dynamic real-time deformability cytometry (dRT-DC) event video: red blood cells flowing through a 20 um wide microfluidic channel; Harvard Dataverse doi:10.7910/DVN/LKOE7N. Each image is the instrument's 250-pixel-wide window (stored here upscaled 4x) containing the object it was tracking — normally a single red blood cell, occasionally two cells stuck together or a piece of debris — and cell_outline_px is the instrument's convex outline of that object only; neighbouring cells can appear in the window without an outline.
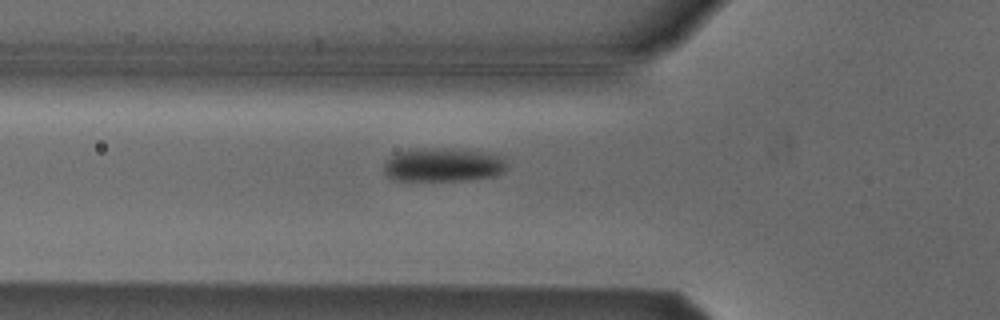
{"species": "Egyptian fruit bat (a non-hibernating species)", "species_latin": "Rousettus aegyptiacus", "temperature_condition": "cold", "stored_images_in_passage": 28, "camera_frame_rate_fps": 3000, "um_per_image_px": 0.085, "animal": {"sex": "male"}, "frame": {"image": 1, "passage_image": 3, "time_ms": 0.667, "image_size_px": [1000, 320], "cell_outline_px": [[508, 168], [504, 172], [496, 176], [468, 180], [392, 180], [384, 172], [384, 164], [392, 156], [400, 152], [424, 148], [456, 148], [492, 152], [504, 156], [508, 164]], "centroid_in_image_um": [37.79, 14.0], "position_along_channel_um": 88.0, "area_um2": 24.62}}
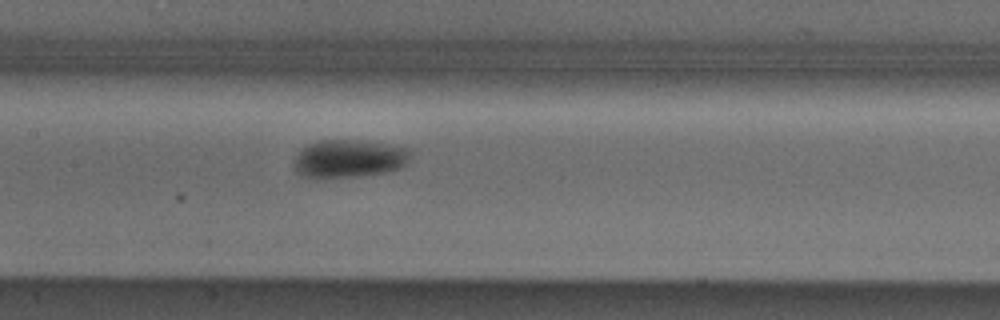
{"frame": {"image": 2, "passage_image": 10, "time_ms": 3.0, "image_size_px": [1000, 320], "cell_outline_px": [[412, 152], [408, 160], [400, 168], [384, 172], [356, 176], [316, 180], [300, 176], [296, 172], [292, 164], [296, 156], [308, 144], [320, 140], [352, 140], [412, 148]], "centroid_in_image_um": [29.6, 13.52], "position_along_channel_um": 177.8, "area_um2": 26.01}}
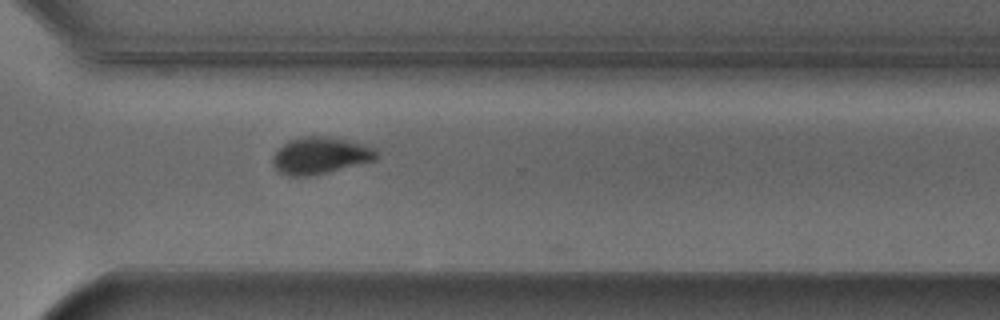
{"frame": {"image": 3, "passage_image": 23, "time_ms": 7.333, "image_size_px": [1000, 320], "cell_outline_px": [[380, 156], [376, 160], [328, 172], [308, 176], [288, 176], [280, 172], [276, 168], [272, 160], [272, 156], [288, 140], [304, 136], [320, 136], [348, 140], [364, 144], [376, 148], [380, 152]], "centroid_in_image_um": [27.28, 13.22], "position_along_channel_um": 343.3, "area_um2": 22.31}, "authors_computed_cell_mechanics": {"area_um2": 24.5939, "velocity_mm_per_s": 3.8287, "shape_relaxation_time_tau1_ms": 3.478, "shape_relaxation_time_tau2_ms": null, "deformation_change_tau1": 0.1027, "deformation_change_tau2": null}}